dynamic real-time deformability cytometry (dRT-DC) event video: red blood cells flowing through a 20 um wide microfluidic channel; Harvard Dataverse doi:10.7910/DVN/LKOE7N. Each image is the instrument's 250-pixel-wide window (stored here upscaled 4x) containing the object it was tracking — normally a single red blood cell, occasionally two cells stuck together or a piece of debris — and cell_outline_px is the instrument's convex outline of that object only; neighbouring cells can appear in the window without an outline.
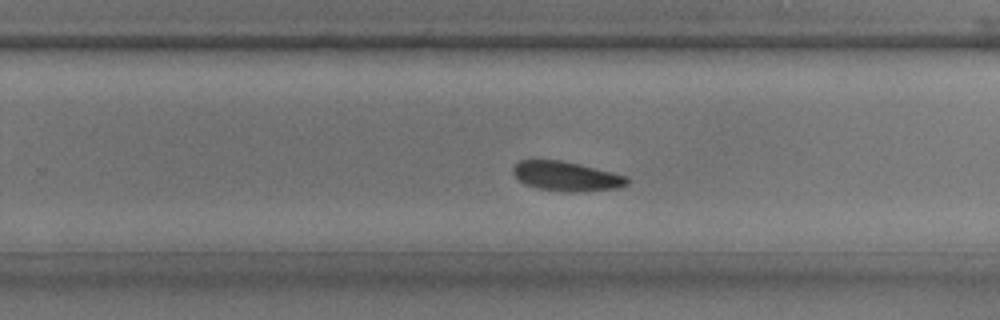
{"species": "common noctule bat (a hibernating species)", "species_latin": "Nyctalus noctula", "temperature_condition": "room temperature", "stored_images_in_passage": 28, "camera_frame_rate_fps": 3000, "um_per_image_px": 0.085, "animal": {"sex": "male", "body_mass_g": 17.9, "forearm_length_mm": 54.2}, "frame": {"image": 1, "passage_image": 13, "time_ms": 4.0, "image_size_px": [1000, 320], "cell_outline_px": [[628, 184], [620, 188], [580, 192], [564, 192], [536, 188], [524, 184], [512, 172], [512, 168], [520, 160], [560, 160], [580, 164], [628, 176]], "centroid_in_image_um": [48.16, 14.99], "position_along_channel_um": 281.6, "area_um2": 19.77}}
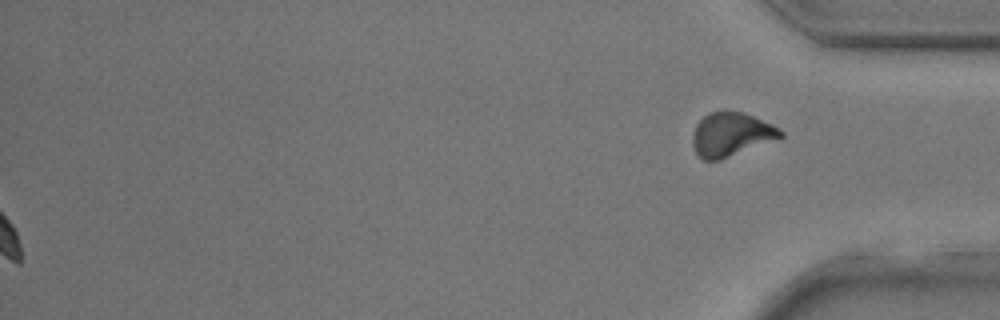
{"frame": {"image": 2, "passage_image": 28, "time_ms": 9.0, "image_size_px": [1000, 320], "cell_outline_px": [[784, 136], [780, 140], [720, 160], [700, 160], [692, 144], [692, 136], [696, 124], [708, 112], [724, 108], [744, 112], [772, 124], [780, 128], [784, 132]], "centroid_in_image_um": [62.18, 11.41], "position_along_channel_um": 373.0, "area_um2": 23.41}}